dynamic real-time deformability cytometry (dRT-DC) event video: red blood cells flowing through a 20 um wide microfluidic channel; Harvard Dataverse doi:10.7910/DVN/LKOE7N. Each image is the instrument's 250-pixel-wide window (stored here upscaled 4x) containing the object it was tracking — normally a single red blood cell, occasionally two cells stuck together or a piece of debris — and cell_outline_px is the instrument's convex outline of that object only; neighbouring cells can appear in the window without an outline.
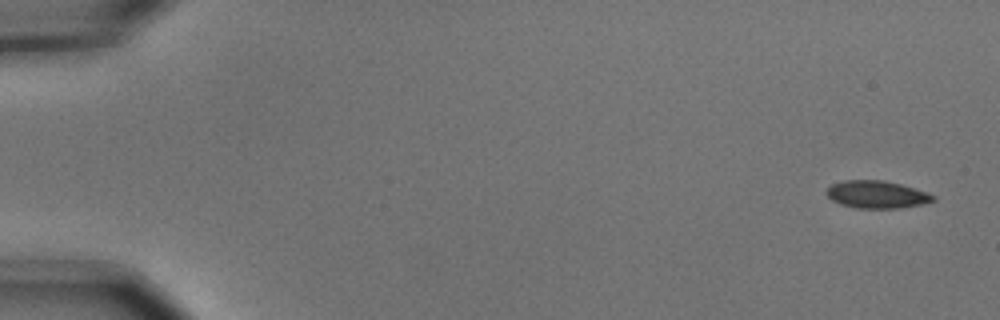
{"species": "common noctule bat (a hibernating species)", "species_latin": "Nyctalus noctula", "temperature_condition": "cold", "stored_images_in_passage": 9, "camera_frame_rate_fps": 3000, "um_per_image_px": 0.085, "animal": {"sex": "male", "body_mass_g": 15.6}, "frame": {"image": 1, "passage_image": 1, "time_ms": 0.0, "image_size_px": [1000, 320], "cell_outline_px": [[936, 200], [920, 204], [900, 208], [856, 208], [840, 204], [832, 200], [824, 192], [832, 184], [844, 180], [884, 180], [900, 184], [936, 196]], "centroid_in_image_um": [74.48, 16.53], "position_along_channel_um": 10.5, "area_um2": 16.94}}
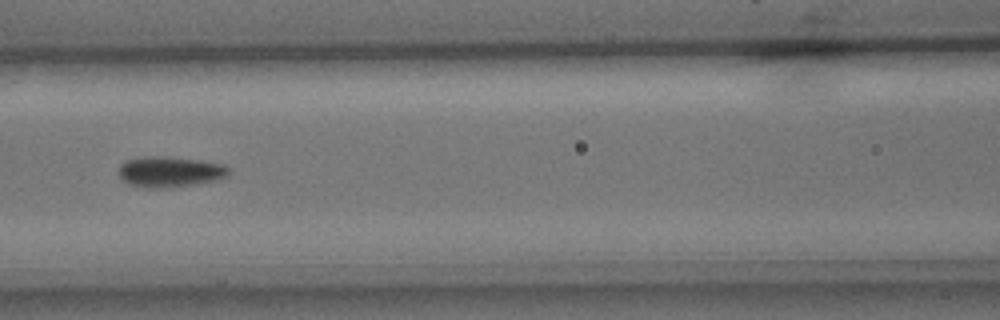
{"frame": {"image": 2, "passage_image": 7, "time_ms": 2.0, "image_size_px": [1000, 320], "cell_outline_px": [[228, 172], [224, 176], [216, 180], [168, 188], [152, 188], [128, 184], [120, 180], [120, 164], [124, 160], [144, 156], [168, 156], [200, 160], [224, 164], [228, 168]], "centroid_in_image_um": [14.38, 14.58], "position_along_channel_um": 152.2, "area_um2": 19.65}}
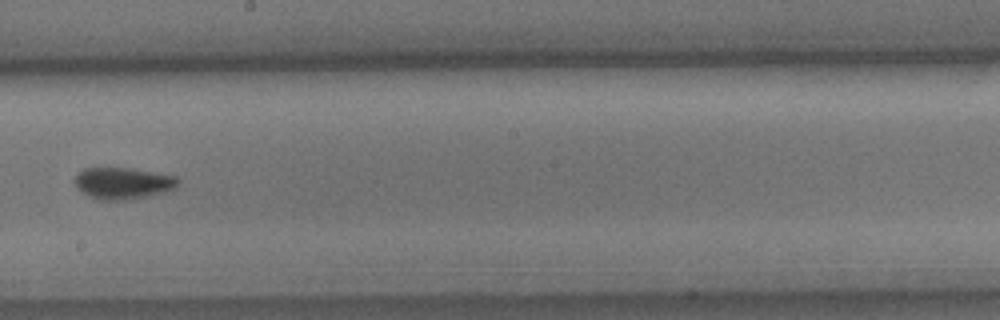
{"frame": {"image": 3, "passage_image": 9, "time_ms": 2.667, "image_size_px": [1000, 320], "cell_outline_px": [[180, 180], [176, 188], [168, 192], [148, 196], [124, 200], [100, 200], [88, 196], [80, 192], [76, 188], [72, 180], [84, 168], [128, 168], [176, 176]], "centroid_in_image_um": [10.44, 15.59], "position_along_channel_um": 237.8, "area_um2": 19.25}}